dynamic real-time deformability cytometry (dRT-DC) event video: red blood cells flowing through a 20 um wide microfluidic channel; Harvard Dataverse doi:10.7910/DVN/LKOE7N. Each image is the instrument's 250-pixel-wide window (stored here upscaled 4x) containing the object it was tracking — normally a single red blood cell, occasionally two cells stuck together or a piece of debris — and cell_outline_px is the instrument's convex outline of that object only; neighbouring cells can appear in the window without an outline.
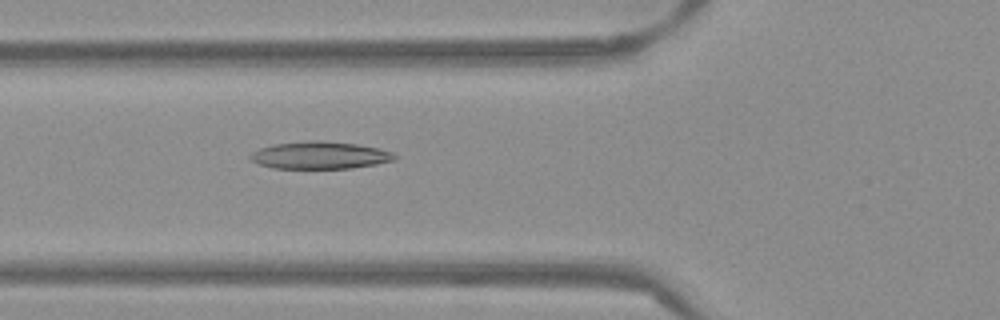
{"species": "Egyptian fruit bat (a non-hibernating species)", "species_latin": "Rousettus aegyptiacus", "temperature_condition": "warm", "stored_images_in_passage": 52, "camera_frame_rate_fps": 3000, "um_per_image_px": 0.085, "frame": {"image": 1, "passage_image": 19, "time_ms": 6.0, "image_size_px": [1000, 320], "cell_outline_px": [[400, 156], [396, 160], [376, 164], [352, 168], [272, 168], [248, 160], [248, 156], [252, 152], [260, 148], [272, 144], [308, 140], [320, 140], [356, 144], [380, 148], [392, 152]], "centroid_in_image_um": [27.2, 13.19], "position_along_channel_um": 98.6, "area_um2": 23.29}}
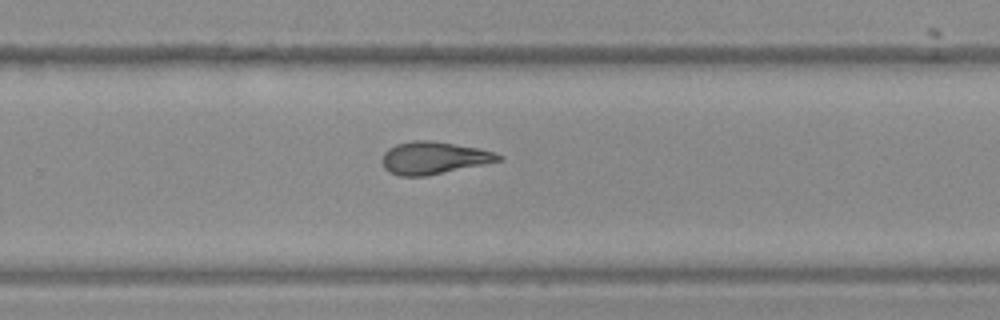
{"frame": {"image": 2, "passage_image": 34, "time_ms": 11.0, "image_size_px": [1000, 320], "cell_outline_px": [[504, 160], [424, 176], [400, 176], [388, 172], [384, 168], [380, 160], [384, 152], [388, 148], [396, 144], [416, 140], [428, 140], [480, 148], [496, 152], [504, 156]], "centroid_in_image_um": [36.87, 13.42], "position_along_channel_um": 292.9, "area_um2": 22.08}}
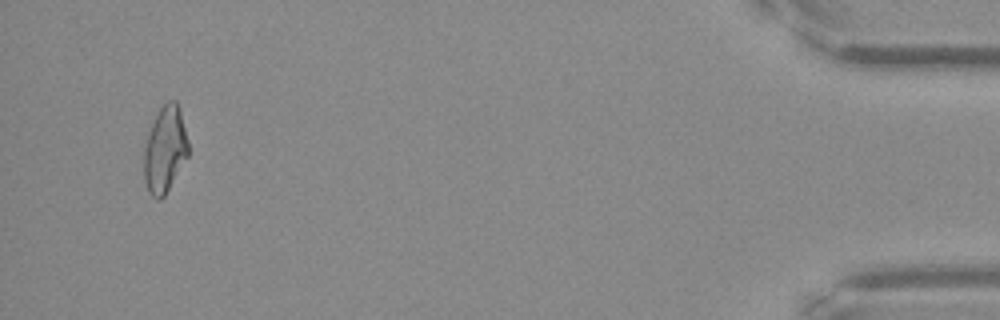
{"frame": {"image": 3, "passage_image": 50, "time_ms": 16.333, "image_size_px": [1000, 320], "cell_outline_px": [[188, 156], [164, 196], [160, 200], [156, 200], [148, 192], [144, 180], [140, 152], [148, 132], [160, 108], [168, 100], [176, 100], [180, 108], [188, 140]], "centroid_in_image_um": [13.97, 12.73], "position_along_channel_um": 421.2, "area_um2": 22.95}, "authors_computed_cell_mechanics": {"area_um2": 22.4553, "velocity_mm_per_s": 3.8746, "shape_relaxation_time_tau1_ms": null, "shape_relaxation_time_tau2_ms": 3.8008, "deformation_change_tau1": null, "deformation_change_tau2": 0.1291}}